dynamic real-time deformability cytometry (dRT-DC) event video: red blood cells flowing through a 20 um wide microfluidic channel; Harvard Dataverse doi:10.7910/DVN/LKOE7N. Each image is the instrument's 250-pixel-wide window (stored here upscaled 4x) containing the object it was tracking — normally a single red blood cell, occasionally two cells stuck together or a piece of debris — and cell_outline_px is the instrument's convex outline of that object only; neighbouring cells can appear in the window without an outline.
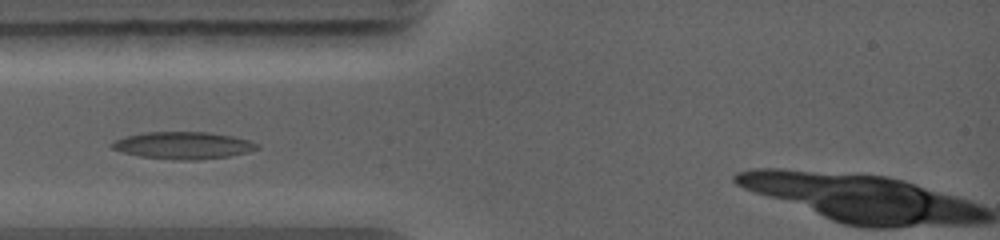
{"species": "common noctule bat (a hibernating species)", "species_latin": "Nyctalus noctula", "temperature_condition": "warm", "stored_images_in_passage": 7, "camera_frame_rate_fps": 5000, "um_per_image_px": 0.085, "animal": {"sex": "female", "body_mass_g": 19.0, "forearm_length_mm": 56.7}, "frame": {"image": 1, "passage_image": 1, "time_ms": 0.0, "image_size_px": [1000, 240], "cell_outline_px": [[260, 148], [248, 152], [228, 156], [196, 160], [180, 160], [140, 156], [124, 152], [112, 148], [108, 144], [124, 136], [144, 132], [208, 132], [232, 136], [248, 140], [260, 144]], "centroid_in_image_um": [15.58, 12.35], "position_along_channel_um": 69.4, "area_um2": 22.89}}
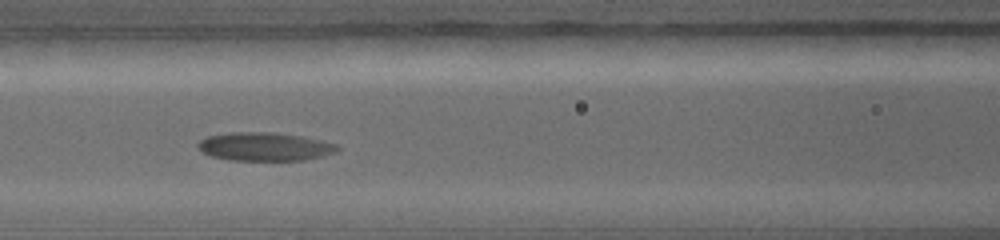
{"frame": {"image": 2, "passage_image": 3, "time_ms": 1.8, "image_size_px": [1000, 240], "cell_outline_px": [[340, 148], [336, 152], [304, 160], [228, 160], [212, 156], [204, 152], [196, 144], [200, 140], [208, 136], [232, 132], [276, 132], [304, 136], [324, 140], [336, 144]], "centroid_in_image_um": [22.54, 12.45], "position_along_channel_um": 144.1, "area_um2": 23.12}}
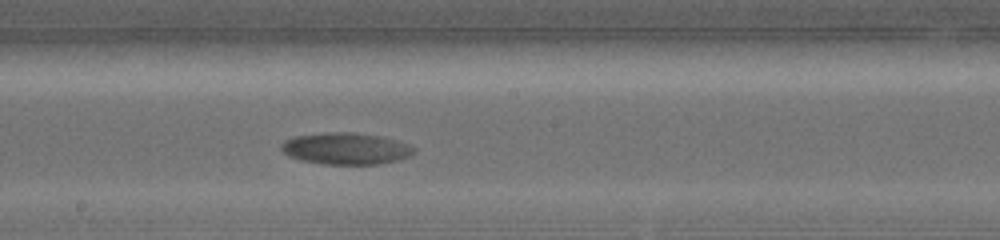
{"frame": {"image": 3, "passage_image": 5, "time_ms": 3.6, "image_size_px": [1000, 240], "cell_outline_px": [[416, 152], [408, 156], [396, 160], [376, 164], [324, 164], [300, 160], [288, 156], [280, 148], [280, 144], [284, 140], [296, 136], [328, 132], [356, 132], [396, 140], [408, 144], [416, 148]], "centroid_in_image_um": [29.37, 12.63], "position_along_channel_um": 218.8, "area_um2": 24.39}}